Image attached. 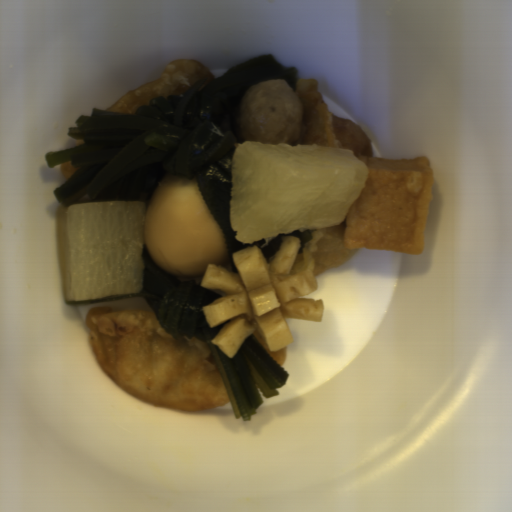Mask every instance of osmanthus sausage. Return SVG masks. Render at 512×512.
Instances as JSON below:
<instances>
[{
	"mask_svg": "<svg viewBox=\"0 0 512 512\" xmlns=\"http://www.w3.org/2000/svg\"><path fill=\"white\" fill-rule=\"evenodd\" d=\"M300 248L298 236L286 235L269 261L260 245H253L232 252L237 272L208 264L199 286L222 297L203 305L204 320L211 329L230 320L211 340L228 359L254 331L277 352L295 340L286 319H324L322 299L302 298L319 287L313 273H290Z\"/></svg>",
	"mask_w": 512,
	"mask_h": 512,
	"instance_id": "d35146e8",
	"label": "osmanthus sausage"
}]
</instances>
